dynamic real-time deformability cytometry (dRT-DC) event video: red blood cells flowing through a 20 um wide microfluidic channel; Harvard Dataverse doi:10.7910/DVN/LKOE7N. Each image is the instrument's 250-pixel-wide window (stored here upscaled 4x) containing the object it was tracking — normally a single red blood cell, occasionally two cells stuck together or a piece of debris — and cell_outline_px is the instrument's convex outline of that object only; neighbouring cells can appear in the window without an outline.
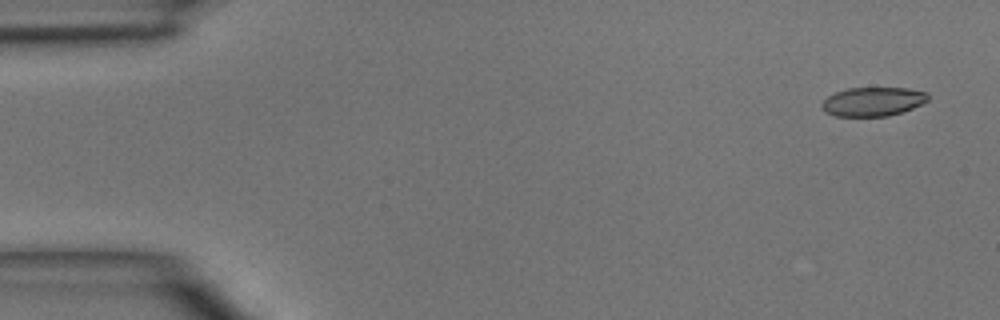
{"species": "common noctule bat (a hibernating species)", "species_latin": "Nyctalus noctula", "temperature_condition": "room temperature", "stored_images_in_passage": 6, "camera_frame_rate_fps": 3000, "um_per_image_px": 0.085, "animal": {"sex": "male", "body_mass_g": 15.6}, "frame": {"image": 1, "passage_image": 1, "time_ms": 0.0, "image_size_px": [1000, 320], "cell_outline_px": [[928, 100], [912, 108], [888, 116], [836, 116], [824, 112], [820, 104], [828, 96], [836, 92], [848, 88], [908, 88], [928, 92]], "centroid_in_image_um": [74.18, 8.63], "position_along_channel_um": 10.8, "area_um2": 17.86}}
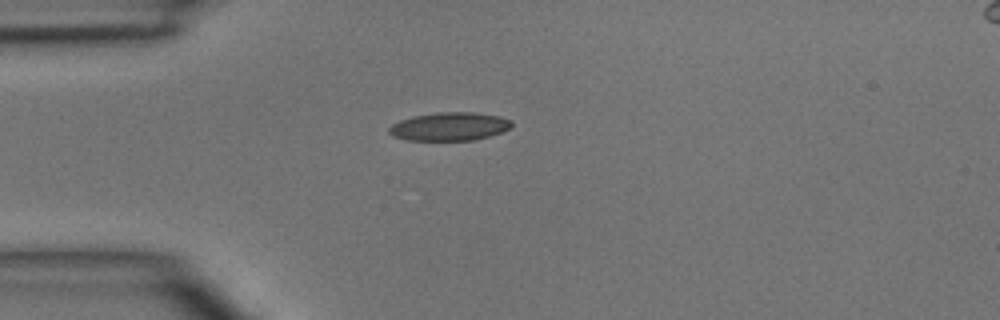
{"frame": {"image": 2, "passage_image": 4, "time_ms": 3.333, "image_size_px": [1000, 320], "cell_outline_px": [[512, 124], [508, 128], [500, 132], [488, 136], [472, 140], [408, 140], [392, 136], [388, 132], [388, 128], [392, 124], [400, 120], [412, 116], [436, 112], [476, 112], [500, 116], [512, 120]], "centroid_in_image_um": [38.17, 10.74], "position_along_channel_um": 46.8, "area_um2": 20.23}}
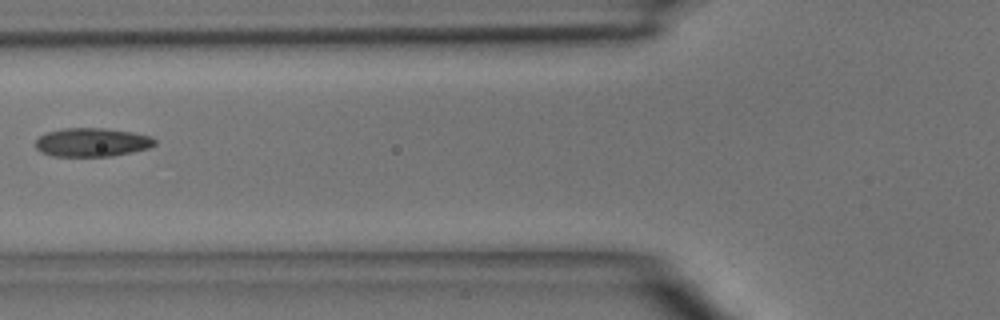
{"frame": {"image": 3, "passage_image": 6, "time_ms": 5.333, "image_size_px": [1000, 320], "cell_outline_px": [[156, 144], [148, 148], [132, 152], [112, 156], [52, 156], [40, 152], [36, 148], [36, 140], [44, 132], [64, 128], [104, 128], [132, 132], [152, 136], [156, 140]], "centroid_in_image_um": [7.81, 12.09], "position_along_channel_um": 118.0, "area_um2": 20.06}}